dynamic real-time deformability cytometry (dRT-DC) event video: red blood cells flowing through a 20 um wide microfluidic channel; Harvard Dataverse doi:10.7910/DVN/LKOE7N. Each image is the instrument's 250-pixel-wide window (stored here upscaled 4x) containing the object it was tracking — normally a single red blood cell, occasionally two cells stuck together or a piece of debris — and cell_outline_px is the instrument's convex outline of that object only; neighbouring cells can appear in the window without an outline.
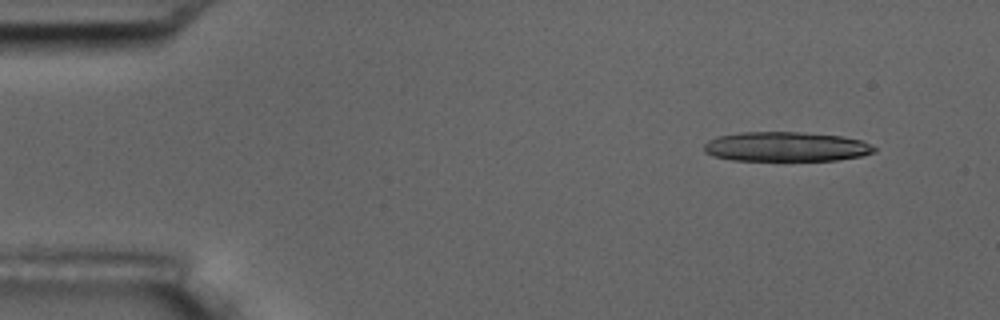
{"species": "common noctule bat (a hibernating species)", "species_latin": "Nyctalus noctula", "temperature_condition": "room temperature", "stored_images_in_passage": 5, "camera_frame_rate_fps": 3000, "um_per_image_px": 0.085, "animal": {"sex": "male", "body_mass_g": 17.5, "forearm_length_mm": 52.3}, "frame": {"image": 1, "passage_image": 2, "time_ms": 1.333, "image_size_px": [1000, 320], "cell_outline_px": [[876, 152], [860, 156], [836, 160], [732, 160], [712, 156], [704, 152], [704, 144], [708, 140], [716, 136], [740, 132], [800, 132], [840, 136], [860, 140], [876, 148]], "centroid_in_image_um": [66.75, 12.46], "position_along_channel_um": 18.2, "area_um2": 29.3}}